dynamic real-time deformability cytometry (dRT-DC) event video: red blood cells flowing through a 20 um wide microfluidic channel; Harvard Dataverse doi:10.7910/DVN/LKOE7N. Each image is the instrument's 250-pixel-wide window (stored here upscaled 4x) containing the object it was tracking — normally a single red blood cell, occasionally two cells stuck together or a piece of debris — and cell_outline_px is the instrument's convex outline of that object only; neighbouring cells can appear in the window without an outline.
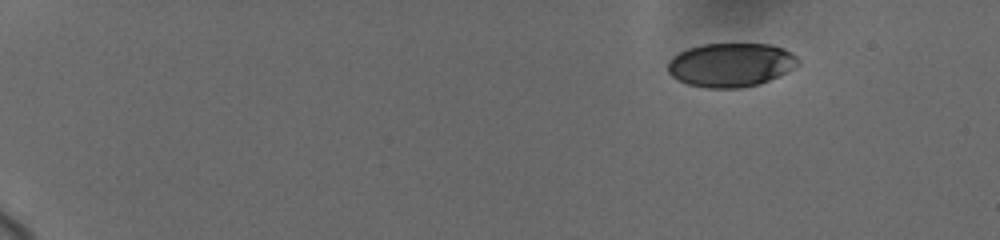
{"species": "human", "species_latin": "Homo sapiens", "temperature_condition": "cold", "stored_images_in_passage": 28, "camera_frame_rate_fps": 3000, "um_per_image_px": 0.085, "donor": {"sex": "female"}, "frame": {"image": 1, "passage_image": 1, "time_ms": 0.0, "image_size_px": [1000, 240], "cell_outline_px": [[800, 64], [788, 72], [780, 76], [760, 84], [740, 88], [708, 88], [688, 84], [672, 76], [668, 72], [668, 60], [672, 56], [688, 48], [704, 44], [772, 44], [784, 48], [792, 52], [800, 60]], "centroid_in_image_um": [62.16, 5.51], "position_along_channel_um": 22.8, "area_um2": 33.58}}
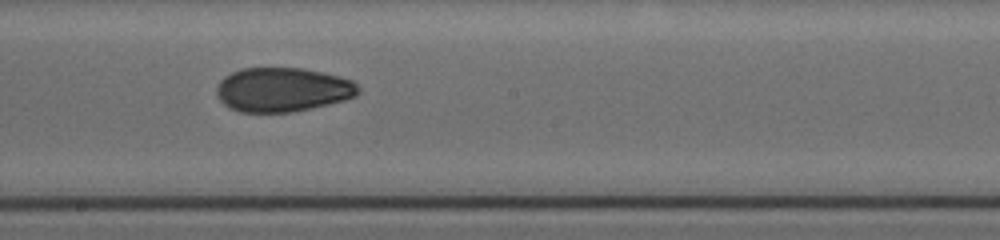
{"frame": {"image": 2, "passage_image": 15, "time_ms": 9.333, "image_size_px": [1000, 240], "cell_outline_px": [[360, 92], [356, 96], [344, 100], [312, 108], [292, 112], [240, 112], [228, 108], [216, 96], [216, 88], [220, 80], [224, 76], [232, 72], [244, 68], [300, 68], [340, 76], [352, 80], [360, 88]], "centroid_in_image_um": [24.0, 7.63], "position_along_channel_um": 224.2, "area_um2": 36.65}}
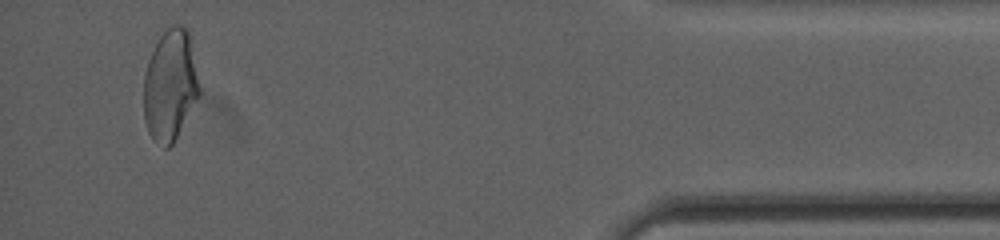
{"frame": {"image": 3, "passage_image": 28, "time_ms": 16.0, "image_size_px": [1000, 240], "cell_outline_px": [[200, 96], [172, 144], [168, 148], [164, 148], [152, 140], [148, 132], [144, 120], [144, 72], [148, 60], [160, 36], [172, 24], [180, 24], [188, 28], [200, 88]], "centroid_in_image_um": [14.46, 7.26], "position_along_channel_um": 420.7, "area_um2": 36.24}, "authors_computed_cell_mechanics": {"area_um2": 36.3562, "velocity_mm_per_s": 3.6962, "shape_relaxation_time_tau1_ms": 11.3376, "shape_relaxation_time_tau2_ms": 3.1323, "deformation_change_tau1": 0.2174, "deformation_change_tau2": 0.0777}}